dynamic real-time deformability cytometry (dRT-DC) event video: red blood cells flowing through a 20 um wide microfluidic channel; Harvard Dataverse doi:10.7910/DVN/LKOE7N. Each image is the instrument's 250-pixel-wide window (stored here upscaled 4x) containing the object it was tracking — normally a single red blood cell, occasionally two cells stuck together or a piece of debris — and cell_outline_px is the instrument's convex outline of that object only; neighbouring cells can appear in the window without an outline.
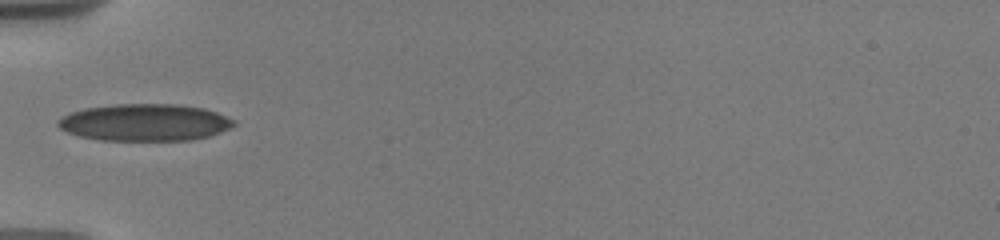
{"species": "human", "species_latin": "Homo sapiens", "temperature_condition": "warm", "stored_images_in_passage": 1, "camera_frame_rate_fps": 3000, "um_per_image_px": 0.085, "donor": {"sex": "male"}, "frame": {"image": 1, "passage_image": 1, "time_ms": 0.0, "image_size_px": [1000, 240], "cell_outline_px": [[236, 124], [220, 132], [208, 136], [192, 140], [100, 140], [80, 136], [68, 132], [60, 128], [56, 124], [56, 120], [68, 112], [84, 108], [116, 104], [176, 104], [204, 108], [216, 112], [232, 120]], "centroid_in_image_um": [12.25, 10.4], "position_along_channel_um": 72.8, "area_um2": 37.86}}